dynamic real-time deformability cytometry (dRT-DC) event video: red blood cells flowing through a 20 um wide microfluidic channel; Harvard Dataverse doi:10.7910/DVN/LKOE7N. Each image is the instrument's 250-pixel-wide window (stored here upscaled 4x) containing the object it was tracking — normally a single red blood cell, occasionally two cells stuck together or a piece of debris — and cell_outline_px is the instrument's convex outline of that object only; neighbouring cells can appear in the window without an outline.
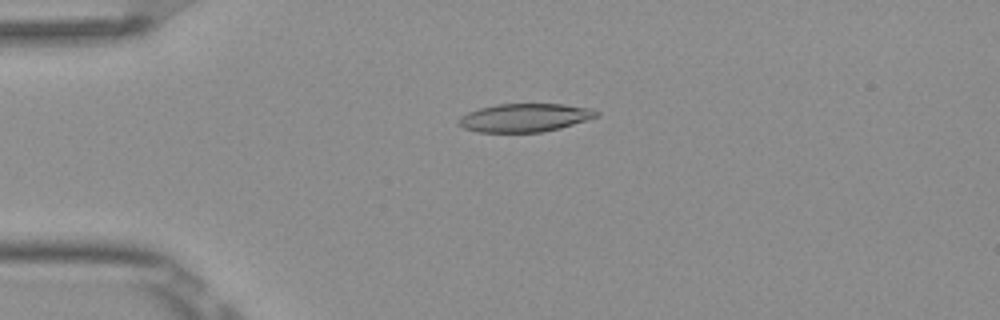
{"species": "Egyptian fruit bat (a non-hibernating species)", "species_latin": "Rousettus aegyptiacus", "temperature_condition": "room temperature", "stored_images_in_passage": 53, "camera_frame_rate_fps": 3000, "um_per_image_px": 0.085, "frame": {"image": 1, "passage_image": 13, "time_ms": 4.0, "image_size_px": [1000, 320], "cell_outline_px": [[600, 116], [560, 128], [540, 132], [476, 132], [464, 128], [460, 124], [460, 116], [468, 112], [480, 108], [496, 104], [564, 104], [592, 108], [600, 112]], "centroid_in_image_um": [44.65, 9.99], "position_along_channel_um": 40.3, "area_um2": 22.72}}
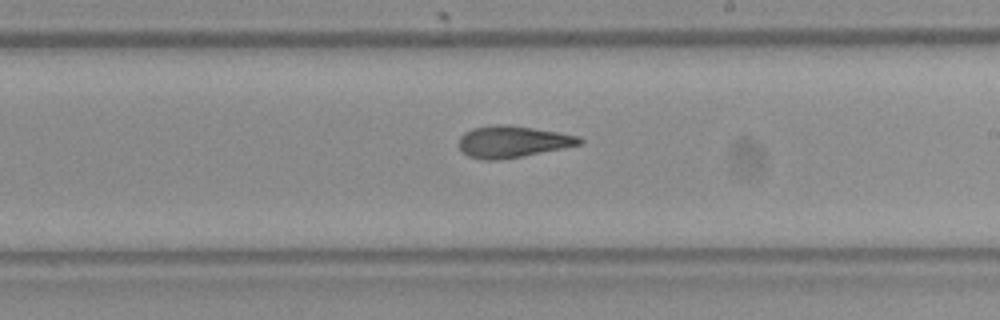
{"frame": {"image": 2, "passage_image": 31, "time_ms": 10.0, "image_size_px": [1000, 320], "cell_outline_px": [[584, 144], [564, 148], [500, 160], [480, 160], [468, 156], [460, 148], [460, 136], [464, 132], [472, 128], [492, 124], [504, 124], [532, 128], [580, 136], [584, 140]], "centroid_in_image_um": [43.57, 12.04], "position_along_channel_um": 245.4, "area_um2": 22.31}}
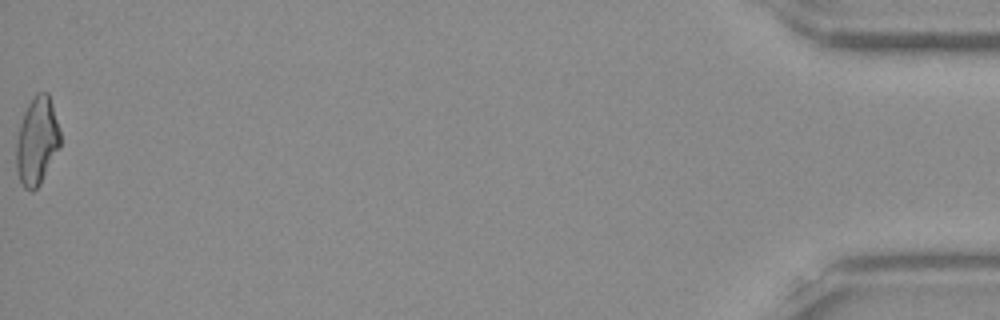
{"frame": {"image": 3, "passage_image": 53, "time_ms": 17.333, "image_size_px": [1000, 320], "cell_outline_px": [[60, 148], [40, 184], [32, 192], [24, 188], [20, 180], [16, 168], [16, 140], [20, 124], [24, 112], [28, 104], [36, 92], [48, 92], [52, 104], [60, 132]], "centroid_in_image_um": [3.14, 11.99], "position_along_channel_um": 432.1, "area_um2": 22.54}, "authors_computed_cell_mechanics": {"area_um2": 22.542, "velocity_mm_per_s": 3.8905, "shape_relaxation_time_tau1_ms": null, "shape_relaxation_time_tau2_ms": 3.2212, "deformation_change_tau1": null, "deformation_change_tau2": 0.1266}}